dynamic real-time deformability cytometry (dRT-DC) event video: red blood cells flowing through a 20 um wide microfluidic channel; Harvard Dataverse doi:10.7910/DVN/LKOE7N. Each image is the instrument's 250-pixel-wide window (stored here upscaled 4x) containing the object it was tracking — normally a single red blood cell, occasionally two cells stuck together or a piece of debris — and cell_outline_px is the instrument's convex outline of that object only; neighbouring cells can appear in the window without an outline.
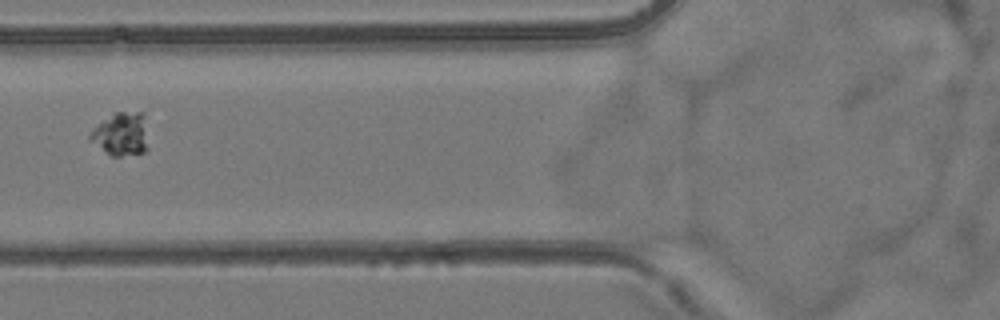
{"species": "common noctule bat (a hibernating species)", "species_latin": "Nyctalus noctula", "temperature_condition": "room temperature", "stored_images_in_passage": 9, "camera_frame_rate_fps": 3000, "um_per_image_px": 0.085, "animal": {"sex": "female", "body_mass_g": 24.6, "forearm_length_mm": 56.2}, "frame": {"image": 1, "passage_image": 8, "time_ms": 8.0, "image_size_px": [1000, 320], "cell_outline_px": [[148, 148], [144, 152], [120, 156], [112, 156], [88, 140], [88, 136], [100, 124], [116, 112], [144, 112]], "centroid_in_image_um": [10.34, 11.41], "position_along_channel_um": 115.5, "area_um2": 14.39}}
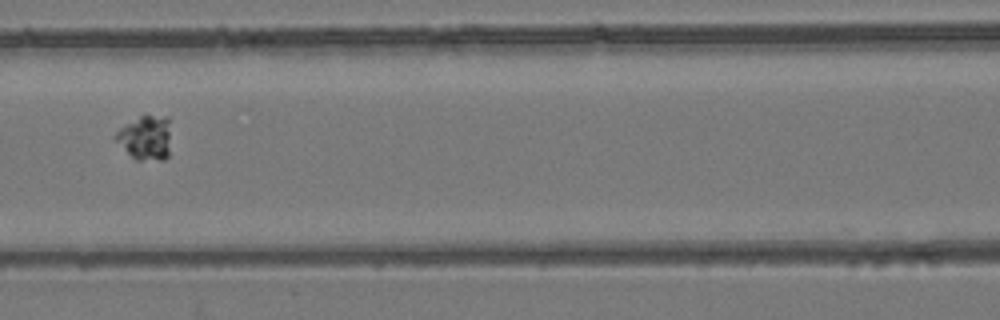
{"frame": {"image": 2, "passage_image": 9, "time_ms": 9.0, "image_size_px": [1000, 320], "cell_outline_px": [[168, 156], [164, 160], [136, 160], [112, 140], [112, 136], [120, 128], [140, 116], [168, 116]], "centroid_in_image_um": [12.3, 11.73], "position_along_channel_um": 154.3, "area_um2": 14.22}}